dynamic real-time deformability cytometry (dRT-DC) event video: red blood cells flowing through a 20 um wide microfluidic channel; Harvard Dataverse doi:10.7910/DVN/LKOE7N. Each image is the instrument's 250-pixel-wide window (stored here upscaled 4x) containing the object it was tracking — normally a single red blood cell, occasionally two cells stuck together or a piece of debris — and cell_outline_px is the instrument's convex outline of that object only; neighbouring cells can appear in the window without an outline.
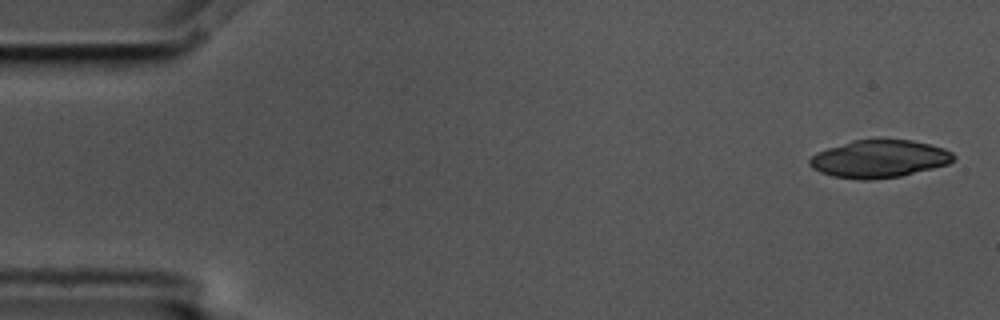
{"species": "common noctule bat (a hibernating species)", "species_latin": "Nyctalus noctula", "temperature_condition": "cold", "stored_images_in_passage": 6, "camera_frame_rate_fps": 3000, "um_per_image_px": 0.085, "animal": {"sex": "male", "body_mass_g": 17.5, "forearm_length_mm": 52.3}, "frame": {"image": 1, "passage_image": 1, "time_ms": 0.0, "image_size_px": [1000, 320], "cell_outline_px": [[956, 156], [948, 164], [900, 176], [872, 180], [860, 180], [832, 176], [820, 172], [812, 168], [808, 164], [808, 160], [816, 152], [852, 140], [912, 140], [944, 148], [952, 152]], "centroid_in_image_um": [74.7, 13.51], "position_along_channel_um": 10.3, "area_um2": 31.44}}